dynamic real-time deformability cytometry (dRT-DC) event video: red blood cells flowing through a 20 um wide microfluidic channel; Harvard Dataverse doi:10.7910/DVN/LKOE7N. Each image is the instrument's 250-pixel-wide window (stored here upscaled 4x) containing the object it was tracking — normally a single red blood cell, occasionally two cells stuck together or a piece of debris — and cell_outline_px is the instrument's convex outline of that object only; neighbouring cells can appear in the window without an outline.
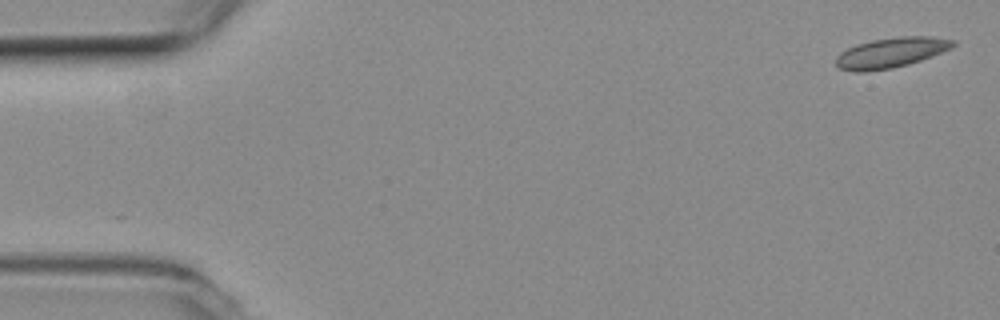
{"species": "common noctule bat (a hibernating species)", "species_latin": "Nyctalus noctula", "temperature_condition": "room temperature", "stored_images_in_passage": 8, "camera_frame_rate_fps": 3000, "um_per_image_px": 0.085, "animal": {"sex": "female", "body_mass_g": 19.3, "forearm_length_mm": 54.1}, "frame": {"image": 1, "passage_image": 1, "time_ms": 0.0, "image_size_px": [1000, 320], "cell_outline_px": [[956, 44], [952, 48], [932, 56], [908, 64], [892, 68], [864, 72], [856, 72], [840, 68], [836, 64], [836, 56], [840, 52], [856, 44], [872, 40], [904, 36], [928, 36], [956, 40]], "centroid_in_image_um": [75.74, 4.47], "position_along_channel_um": 9.3, "area_um2": 20.52}}